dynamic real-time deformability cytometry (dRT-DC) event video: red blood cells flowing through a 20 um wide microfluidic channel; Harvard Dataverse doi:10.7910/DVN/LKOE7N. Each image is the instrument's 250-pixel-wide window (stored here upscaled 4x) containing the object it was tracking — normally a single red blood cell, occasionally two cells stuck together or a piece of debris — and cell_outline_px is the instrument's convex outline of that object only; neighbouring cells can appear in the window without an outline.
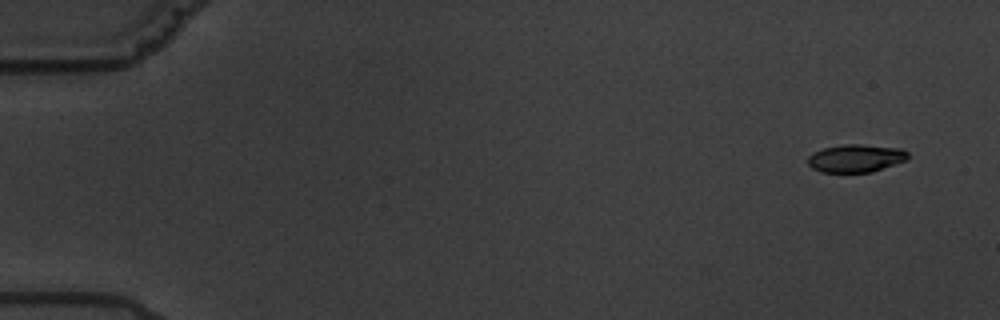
{"species": "common noctule bat (a hibernating species)", "species_latin": "Nyctalus noctula", "temperature_condition": "warm", "stored_images_in_passage": 7, "camera_frame_rate_fps": 3000, "um_per_image_px": 0.085, "animal": {"sex": "male", "body_mass_g": 19.5, "forearm_length_mm": 54.6}, "frame": {"image": 1, "passage_image": 1, "time_ms": 0.0, "image_size_px": [1000, 320], "cell_outline_px": [[908, 160], [872, 172], [820, 172], [812, 168], [808, 164], [808, 156], [824, 148], [844, 144], [860, 144], [900, 148], [908, 152]], "centroid_in_image_um": [72.77, 13.45], "position_along_channel_um": 12.2, "area_um2": 16.24}}
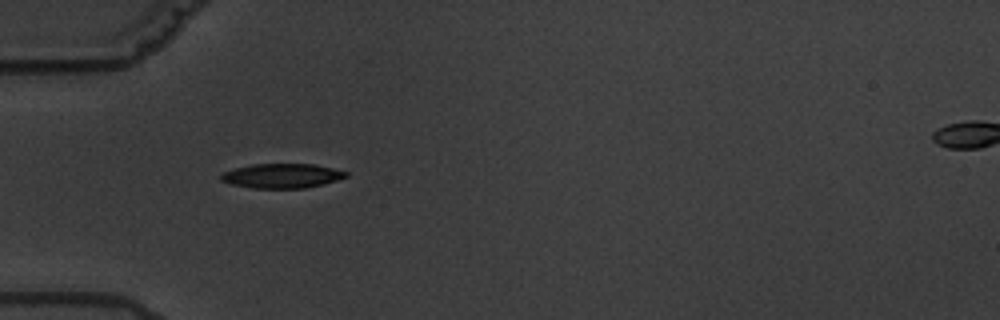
{"frame": {"image": 2, "passage_image": 5, "time_ms": 5.333, "image_size_px": [1000, 320], "cell_outline_px": [[348, 176], [336, 180], [304, 188], [252, 188], [232, 184], [220, 180], [220, 176], [224, 172], [236, 168], [252, 164], [312, 164], [332, 168], [348, 172]], "centroid_in_image_um": [23.94, 14.94], "position_along_channel_um": 61.1, "area_um2": 17.57}}
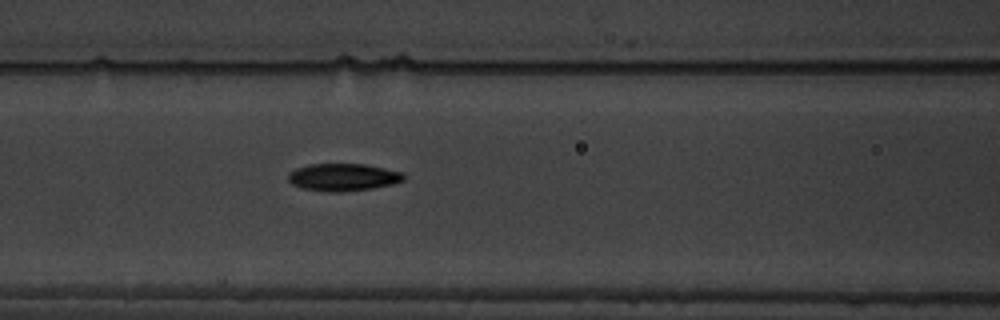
{"frame": {"image": 3, "passage_image": 7, "time_ms": 7.667, "image_size_px": [1000, 320], "cell_outline_px": [[404, 180], [392, 184], [372, 188], [340, 192], [324, 192], [300, 188], [292, 184], [288, 180], [288, 172], [296, 168], [308, 164], [364, 164], [404, 172]], "centroid_in_image_um": [29.12, 15.06], "position_along_channel_um": 137.5, "area_um2": 18.61}}